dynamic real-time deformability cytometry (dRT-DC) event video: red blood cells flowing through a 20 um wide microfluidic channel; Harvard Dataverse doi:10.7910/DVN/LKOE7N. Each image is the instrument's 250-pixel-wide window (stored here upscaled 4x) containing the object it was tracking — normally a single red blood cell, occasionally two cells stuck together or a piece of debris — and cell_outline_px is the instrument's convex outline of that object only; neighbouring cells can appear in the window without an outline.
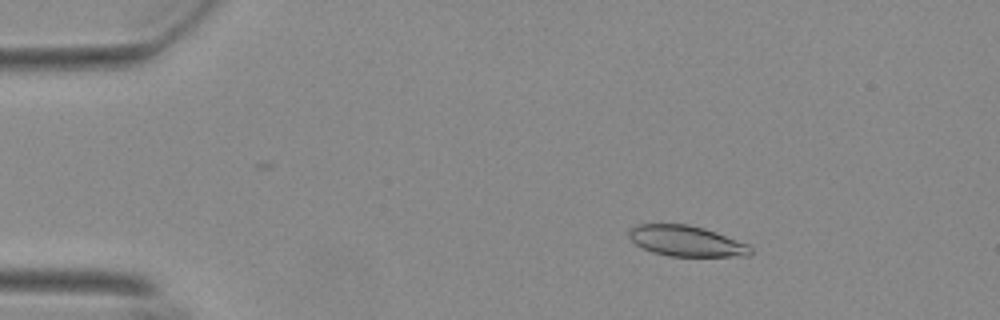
{"species": "Egyptian fruit bat (a non-hibernating species)", "species_latin": "Rousettus aegyptiacus", "temperature_condition": "warm", "stored_images_in_passage": 43, "camera_frame_rate_fps": 3000, "um_per_image_px": 0.085, "animal": {"sex": "female"}, "frame": {"image": 1, "passage_image": 7, "time_ms": 2.0, "image_size_px": [1000, 320], "cell_outline_px": [[752, 252], [748, 256], [668, 256], [652, 252], [636, 244], [628, 236], [628, 228], [636, 224], [688, 224], [704, 228], [716, 232], [748, 244], [752, 248]], "centroid_in_image_um": [58.32, 20.48], "position_along_channel_um": 26.7, "area_um2": 21.79}}
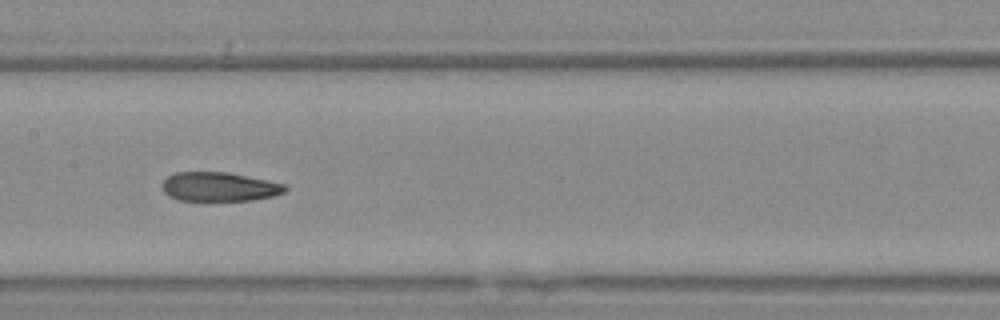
{"frame": {"image": 2, "passage_image": 26, "time_ms": 8.333, "image_size_px": [1000, 320], "cell_outline_px": [[288, 188], [284, 192], [272, 196], [252, 200], [180, 200], [168, 196], [164, 192], [164, 180], [168, 176], [176, 172], [224, 172], [284, 184]], "centroid_in_image_um": [18.61, 15.88], "position_along_channel_um": 188.8, "area_um2": 20.35}}
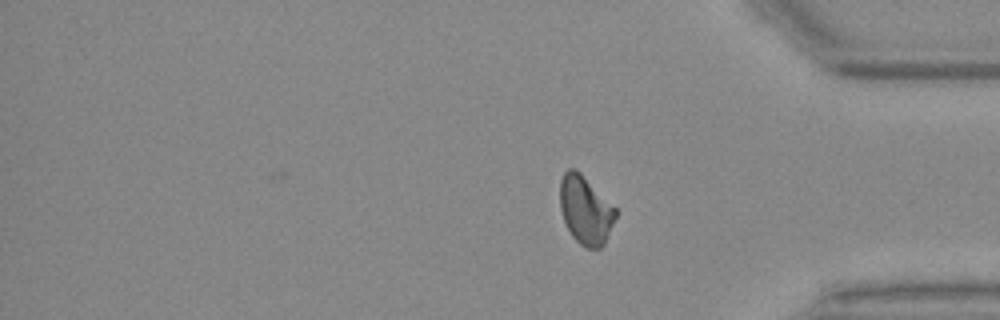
{"frame": {"image": 3, "passage_image": 43, "time_ms": 14.0, "image_size_px": [1000, 320], "cell_outline_px": [[616, 216], [604, 244], [600, 248], [584, 248], [572, 236], [564, 220], [560, 208], [560, 180], [564, 172], [568, 168], [576, 168], [616, 208]], "centroid_in_image_um": [49.75, 17.84], "position_along_channel_um": 385.4, "area_um2": 22.02}, "authors_computed_cell_mechanics": {"area_um2": 21.9062, "velocity_mm_per_s": 3.7079, "shape_relaxation_time_tau1_ms": null, "shape_relaxation_time_tau2_ms": 2.5777, "deformation_change_tau1": null, "deformation_change_tau2": 0.0931}}